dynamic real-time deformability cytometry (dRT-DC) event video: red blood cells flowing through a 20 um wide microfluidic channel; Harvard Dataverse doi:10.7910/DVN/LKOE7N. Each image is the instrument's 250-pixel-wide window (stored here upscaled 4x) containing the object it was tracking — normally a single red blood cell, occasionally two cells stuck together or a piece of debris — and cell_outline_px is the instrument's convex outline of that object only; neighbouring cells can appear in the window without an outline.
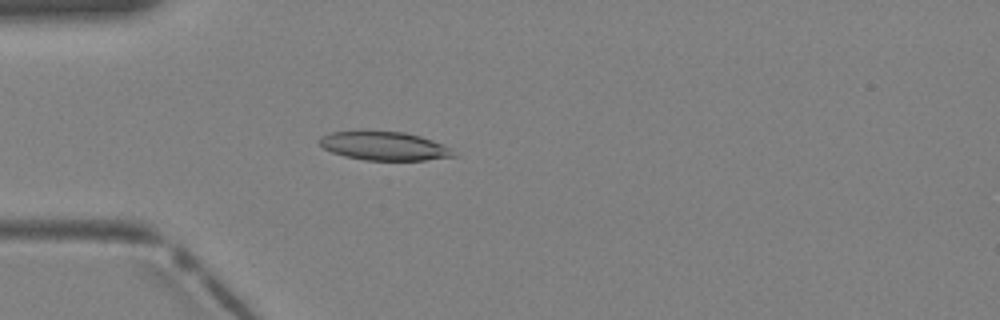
{"species": "Egyptian fruit bat (a non-hibernating species)", "species_latin": "Rousettus aegyptiacus", "temperature_condition": "warm", "stored_images_in_passage": 3, "camera_frame_rate_fps": 3000, "um_per_image_px": 0.085, "animal": {"sex": "female"}, "frame": {"image": 1, "passage_image": 3, "time_ms": 0.667, "image_size_px": [1000, 320], "cell_outline_px": [[456, 156], [424, 160], [364, 160], [344, 156], [332, 152], [324, 148], [320, 144], [320, 136], [332, 132], [360, 128], [364, 128], [404, 132], [420, 136], [444, 144]], "centroid_in_image_um": [32.58, 12.36], "position_along_channel_um": 52.4, "area_um2": 23.0}}